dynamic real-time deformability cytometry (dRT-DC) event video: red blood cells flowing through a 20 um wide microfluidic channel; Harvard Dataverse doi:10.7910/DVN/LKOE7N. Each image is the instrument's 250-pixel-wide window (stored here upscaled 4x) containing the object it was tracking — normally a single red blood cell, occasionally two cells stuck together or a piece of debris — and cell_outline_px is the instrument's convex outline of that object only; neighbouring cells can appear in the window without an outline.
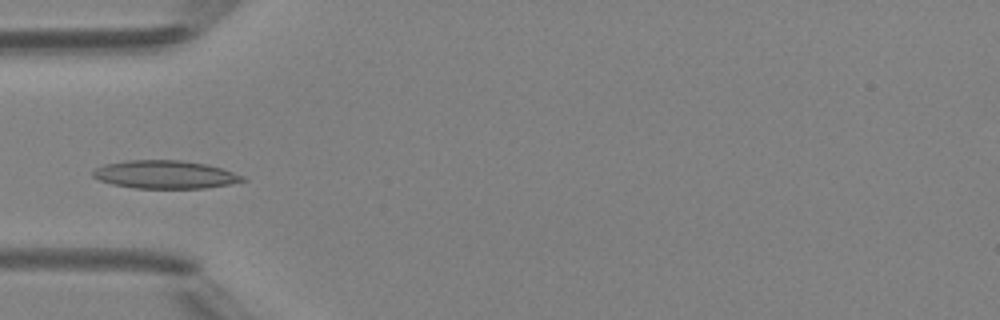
{"species": "Egyptian fruit bat (a non-hibernating species)", "species_latin": "Rousettus aegyptiacus", "temperature_condition": "room temperature", "stored_images_in_passage": 5, "camera_frame_rate_fps": 3000, "um_per_image_px": 0.085, "animal": {"sex": "female"}, "frame": {"image": 1, "passage_image": 4, "time_ms": 3.333, "image_size_px": [1000, 320], "cell_outline_px": [[248, 180], [228, 184], [204, 188], [136, 188], [112, 184], [100, 180], [92, 176], [92, 172], [96, 168], [104, 164], [124, 160], [180, 160], [208, 164], [244, 176]], "centroid_in_image_um": [14.01, 14.83], "position_along_channel_um": 71.0, "area_um2": 24.45}}
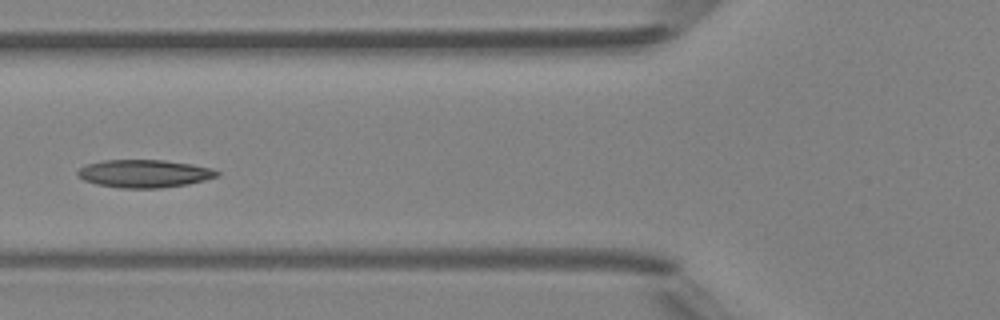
{"frame": {"image": 2, "passage_image": 5, "time_ms": 4.333, "image_size_px": [1000, 320], "cell_outline_px": [[220, 176], [188, 184], [160, 188], [120, 188], [96, 184], [84, 180], [76, 172], [80, 168], [88, 164], [104, 160], [164, 160], [192, 164], [212, 168], [220, 172]], "centroid_in_image_um": [12.3, 14.75], "position_along_channel_um": 113.5, "area_um2": 22.6}}